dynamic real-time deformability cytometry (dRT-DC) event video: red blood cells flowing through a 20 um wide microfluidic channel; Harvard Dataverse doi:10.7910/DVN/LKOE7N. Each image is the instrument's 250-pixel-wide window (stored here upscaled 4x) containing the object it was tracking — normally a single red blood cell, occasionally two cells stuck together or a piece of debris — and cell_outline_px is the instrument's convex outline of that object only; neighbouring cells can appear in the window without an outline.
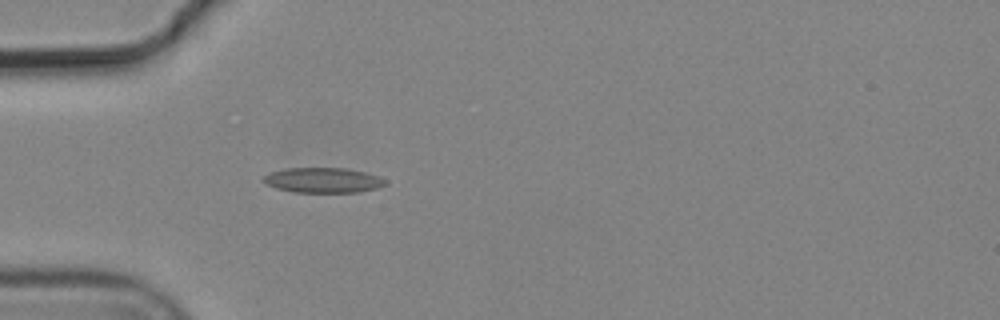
{"species": "common noctule bat (a hibernating species)", "species_latin": "Nyctalus noctula", "temperature_condition": "cold", "stored_images_in_passage": 4, "camera_frame_rate_fps": 3000, "um_per_image_px": 0.085, "animal": {"sex": "male", "body_mass_g": 19.2, "forearm_length_mm": 51.8}, "frame": {"image": 1, "passage_image": 4, "time_ms": 1.0, "image_size_px": [1000, 320], "cell_outline_px": [[388, 184], [376, 188], [360, 192], [292, 192], [276, 188], [264, 184], [260, 180], [268, 172], [284, 168], [344, 168], [364, 172], [388, 180]], "centroid_in_image_um": [27.4, 15.32], "position_along_channel_um": 57.6, "area_um2": 18.03}}